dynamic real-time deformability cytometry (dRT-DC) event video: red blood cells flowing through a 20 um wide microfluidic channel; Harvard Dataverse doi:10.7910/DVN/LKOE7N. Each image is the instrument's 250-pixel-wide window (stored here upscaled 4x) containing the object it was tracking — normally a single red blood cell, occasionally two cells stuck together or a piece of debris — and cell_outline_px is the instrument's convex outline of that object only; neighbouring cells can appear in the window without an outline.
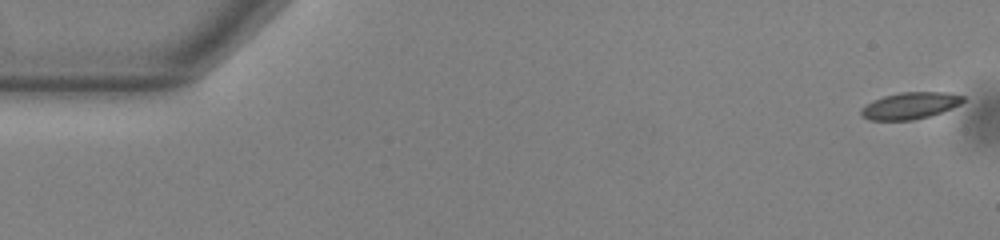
{"species": "common noctule bat (a hibernating species)", "species_latin": "Nyctalus noctula", "temperature_condition": "warm", "stored_images_in_passage": 53, "camera_frame_rate_fps": 3000, "um_per_image_px": 0.085, "animal": {"sex": "male", "body_mass_g": 13.0, "forearm_length_mm": 53.1}, "frame": {"image": 1, "passage_image": 1, "time_ms": 0.0, "image_size_px": [1000, 240], "cell_outline_px": [[964, 100], [960, 104], [952, 108], [928, 116], [912, 120], [868, 120], [860, 112], [860, 108], [872, 100], [884, 96], [900, 92], [948, 92], [964, 96]], "centroid_in_image_um": [77.34, 8.97], "position_along_channel_um": 7.7, "area_um2": 15.84}}
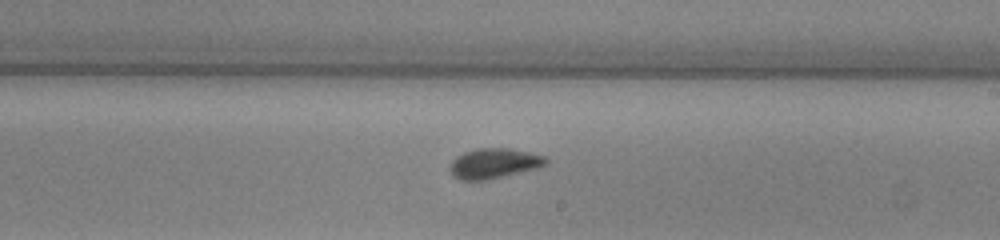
{"frame": {"image": 2, "passage_image": 31, "time_ms": 10.0, "image_size_px": [1000, 240], "cell_outline_px": [[548, 164], [536, 168], [488, 180], [460, 180], [452, 176], [448, 168], [452, 160], [456, 156], [464, 152], [476, 148], [508, 148], [528, 152], [544, 156], [548, 160]], "centroid_in_image_um": [41.94, 13.89], "position_along_channel_um": 247.1, "area_um2": 16.94}}
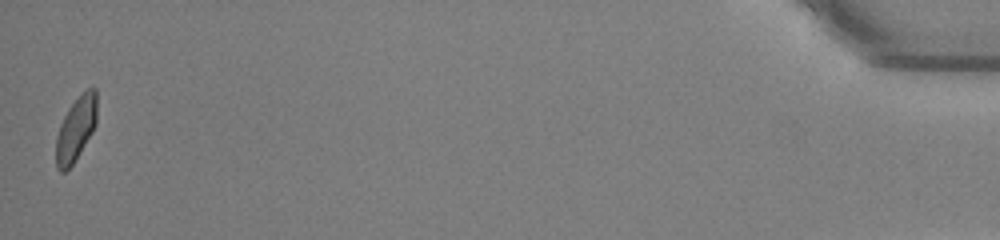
{"frame": {"image": 3, "passage_image": 53, "time_ms": 17.333, "image_size_px": [1000, 240], "cell_outline_px": [[96, 124], [92, 132], [80, 152], [72, 164], [64, 172], [60, 172], [56, 168], [56, 136], [60, 124], [68, 108], [80, 92], [84, 88], [96, 88]], "centroid_in_image_um": [6.44, 10.91], "position_along_channel_um": 428.8, "area_um2": 15.37}, "authors_computed_cell_mechanics": {"area_um2": 16.0684, "velocity_mm_per_s": 3.8309, "shape_relaxation_time_tau1_ms": 4.5597, "shape_relaxation_time_tau2_ms": null, "deformation_change_tau1": 0.1234, "deformation_change_tau2": null}}